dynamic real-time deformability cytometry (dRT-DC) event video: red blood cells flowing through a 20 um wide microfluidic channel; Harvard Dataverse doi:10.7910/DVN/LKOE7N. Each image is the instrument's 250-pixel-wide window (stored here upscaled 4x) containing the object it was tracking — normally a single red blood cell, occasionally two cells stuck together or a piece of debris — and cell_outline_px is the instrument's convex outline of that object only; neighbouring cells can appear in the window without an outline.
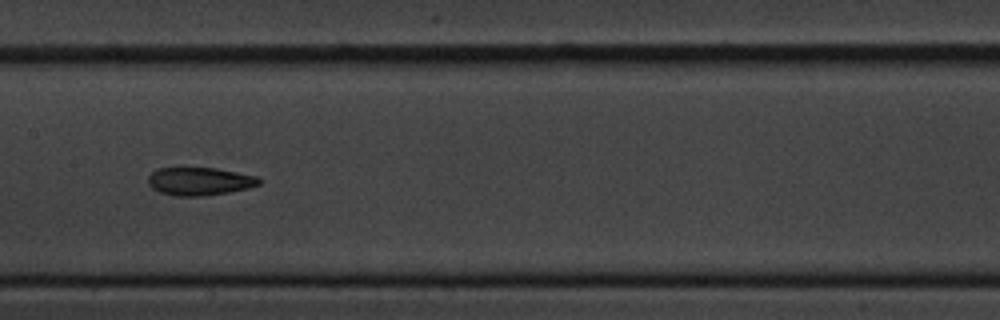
{"species": "common noctule bat (a hibernating species)", "species_latin": "Nyctalus noctula", "temperature_condition": "cold", "stored_images_in_passage": 12, "camera_frame_rate_fps": 3000, "um_per_image_px": 0.085, "animal": {"sex": "male", "body_mass_g": 20.1, "forearm_length_mm": 53.5}, "frame": {"image": 1, "passage_image": 9, "time_ms": 9.0, "image_size_px": [1000, 320], "cell_outline_px": [[260, 184], [248, 188], [228, 192], [204, 196], [176, 196], [160, 192], [152, 188], [148, 184], [148, 176], [156, 168], [216, 168], [256, 176], [260, 180]], "centroid_in_image_um": [16.93, 15.41], "position_along_channel_um": 190.5, "area_um2": 18.03}}
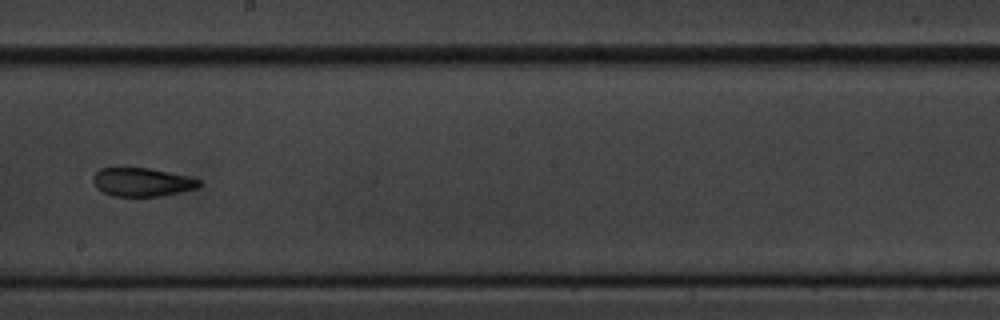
{"frame": {"image": 2, "passage_image": 10, "time_ms": 10.333, "image_size_px": [1000, 320], "cell_outline_px": [[200, 188], [160, 196], [112, 196], [96, 188], [92, 180], [92, 176], [100, 168], [148, 168], [168, 172], [200, 180]], "centroid_in_image_um": [12.04, 15.49], "position_along_channel_um": 236.2, "area_um2": 17.51}}